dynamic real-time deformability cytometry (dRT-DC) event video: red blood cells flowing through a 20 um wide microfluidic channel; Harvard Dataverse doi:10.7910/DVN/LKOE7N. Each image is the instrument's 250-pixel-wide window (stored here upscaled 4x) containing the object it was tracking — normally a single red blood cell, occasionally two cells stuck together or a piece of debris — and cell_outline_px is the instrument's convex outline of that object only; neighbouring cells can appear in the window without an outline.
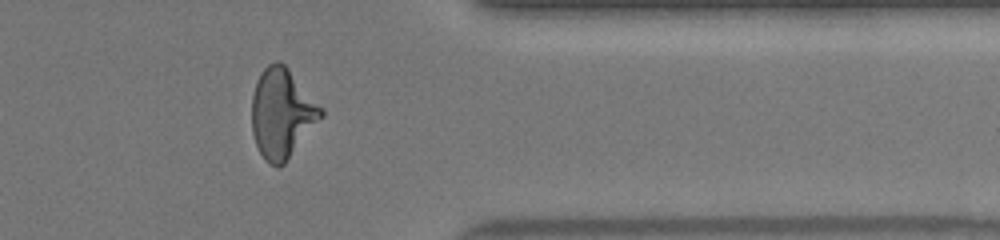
{"species": "human", "species_latin": "Homo sapiens", "temperature_condition": "warm", "stored_images_in_passage": 35, "camera_frame_rate_fps": 3000, "um_per_image_px": 0.085, "donor": {"sex": "female"}, "frame": {"image": 1, "passage_image": 30, "time_ms": 9.667, "image_size_px": [1000, 240], "cell_outline_px": [[324, 116], [284, 164], [280, 168], [268, 164], [264, 160], [256, 144], [252, 132], [252, 96], [256, 80], [260, 72], [268, 64], [276, 60], [280, 60], [288, 68], [324, 108]], "centroid_in_image_um": [23.97, 9.63], "position_along_channel_um": 387.4, "area_um2": 36.53}}